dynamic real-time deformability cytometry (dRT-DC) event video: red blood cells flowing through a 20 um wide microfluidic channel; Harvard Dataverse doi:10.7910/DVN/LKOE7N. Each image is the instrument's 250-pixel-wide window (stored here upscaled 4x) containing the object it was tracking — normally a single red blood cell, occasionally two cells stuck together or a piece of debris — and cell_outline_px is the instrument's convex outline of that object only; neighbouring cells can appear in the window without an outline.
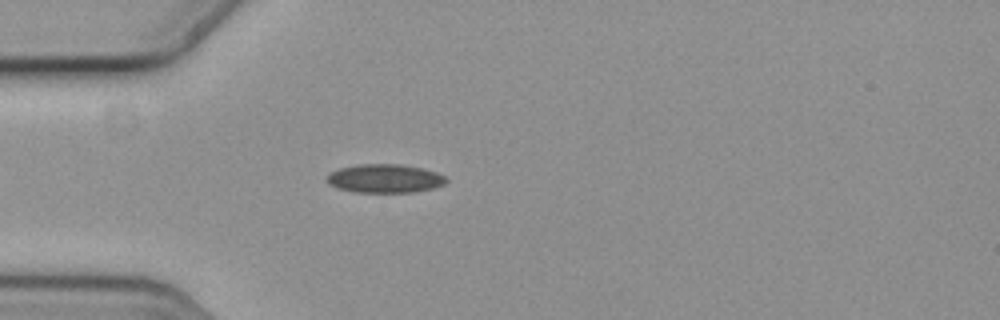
{"species": "common noctule bat (a hibernating species)", "species_latin": "Nyctalus noctula", "temperature_condition": "cold", "stored_images_in_passage": 49, "camera_frame_rate_fps": 3000, "um_per_image_px": 0.085, "animal": {"sex": "female", "body_mass_g": 19.3, "forearm_length_mm": 54.1}, "frame": {"image": 1, "passage_image": 8, "time_ms": 2.333, "image_size_px": [1000, 320], "cell_outline_px": [[448, 180], [444, 184], [432, 188], [412, 192], [356, 192], [336, 188], [328, 184], [328, 176], [332, 172], [340, 168], [360, 164], [400, 164], [420, 168], [436, 172], [444, 176]], "centroid_in_image_um": [32.7, 15.17], "position_along_channel_um": 52.3, "area_um2": 19.65}}
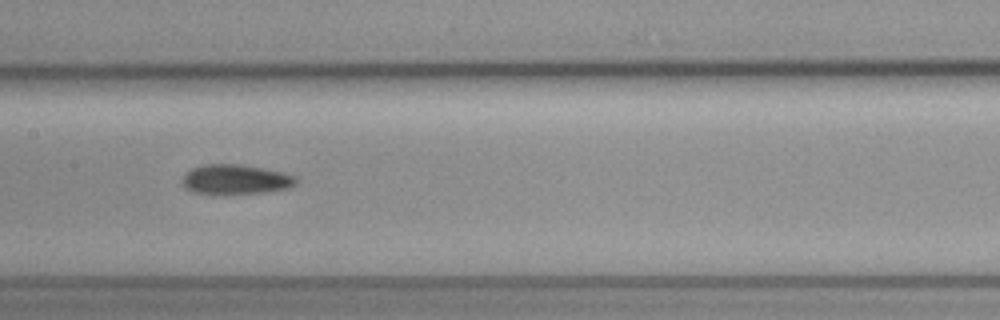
{"frame": {"image": 2, "passage_image": 20, "time_ms": 6.333, "image_size_px": [1000, 320], "cell_outline_px": [[300, 180], [292, 188], [260, 192], [192, 192], [184, 188], [180, 184], [180, 180], [192, 168], [204, 164], [240, 164], [284, 172], [296, 176]], "centroid_in_image_um": [20.06, 15.22], "position_along_channel_um": 187.3, "area_um2": 19.48}}
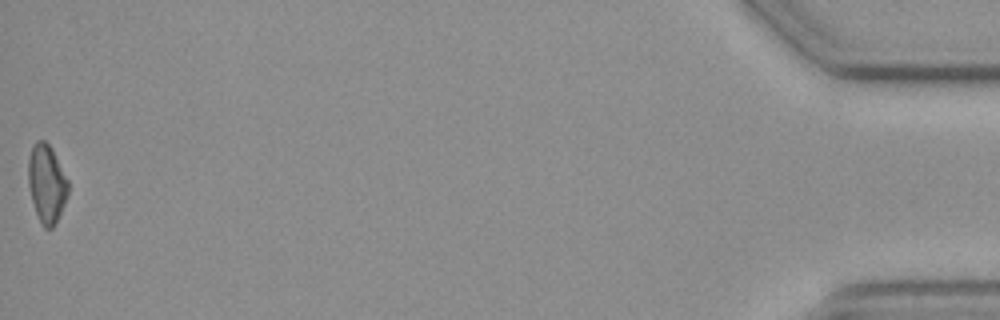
{"frame": {"image": 3, "passage_image": 49, "time_ms": 16.0, "image_size_px": [1000, 320], "cell_outline_px": [[68, 196], [52, 228], [44, 228], [40, 224], [32, 200], [28, 184], [28, 160], [32, 144], [36, 140], [44, 140], [52, 148], [68, 180]], "centroid_in_image_um": [3.95, 15.57], "position_along_channel_um": 431.2, "area_um2": 18.15}}